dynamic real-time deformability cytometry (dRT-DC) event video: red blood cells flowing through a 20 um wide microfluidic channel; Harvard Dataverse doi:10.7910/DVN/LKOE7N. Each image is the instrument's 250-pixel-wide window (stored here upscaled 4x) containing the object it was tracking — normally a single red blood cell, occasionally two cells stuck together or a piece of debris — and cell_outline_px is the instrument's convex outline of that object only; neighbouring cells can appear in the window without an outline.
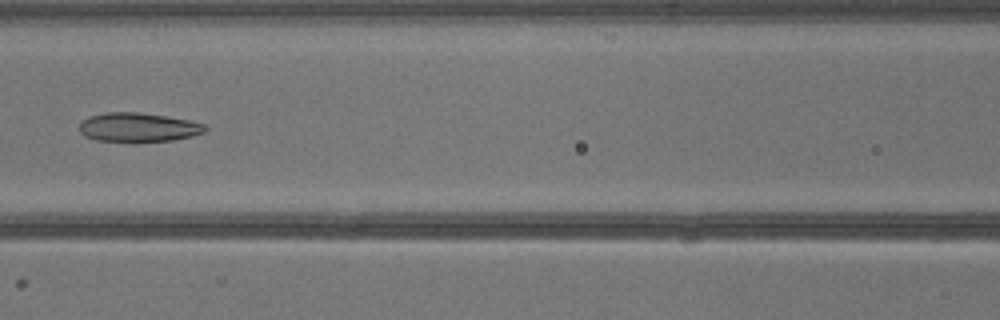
{"species": "common noctule bat (a hibernating species)", "species_latin": "Nyctalus noctula", "temperature_condition": "warm", "stored_images_in_passage": 41, "camera_frame_rate_fps": 3000, "um_per_image_px": 0.085, "animal": {"sex": "male", "body_mass_g": 13.3}, "frame": {"image": 1, "passage_image": 19, "time_ms": 6.0, "image_size_px": [1000, 320], "cell_outline_px": [[208, 128], [204, 132], [192, 136], [172, 140], [132, 144], [96, 140], [84, 136], [80, 132], [80, 124], [88, 116], [104, 112], [136, 112], [164, 116], [188, 120], [204, 124]], "centroid_in_image_um": [11.72, 10.86], "position_along_channel_um": 154.9, "area_um2": 21.85}}
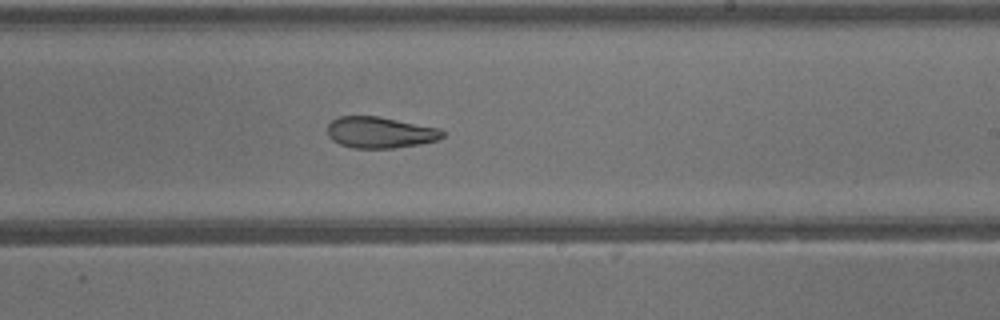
{"frame": {"image": 2, "passage_image": 25, "time_ms": 8.0, "image_size_px": [1000, 320], "cell_outline_px": [[444, 136], [436, 140], [420, 144], [392, 148], [352, 148], [340, 144], [332, 140], [328, 136], [328, 124], [332, 120], [340, 116], [376, 116], [440, 128], [444, 132]], "centroid_in_image_um": [32.29, 11.26], "position_along_channel_um": 256.7, "area_um2": 20.87}}
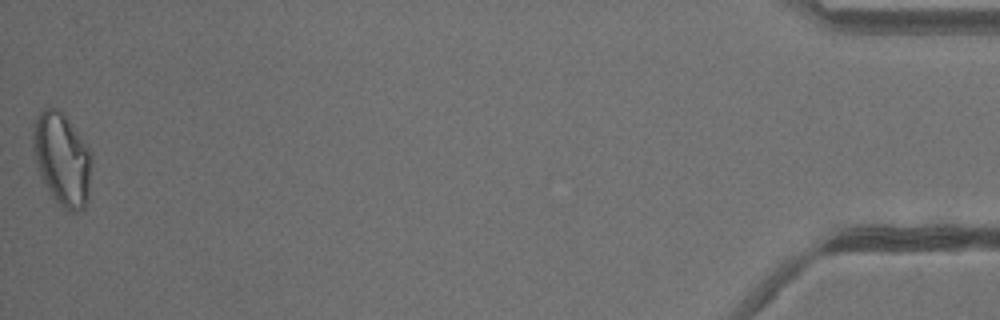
{"frame": {"image": 3, "passage_image": 41, "time_ms": 13.333, "image_size_px": [1000, 320], "cell_outline_px": [[92, 164], [88, 200], [84, 208], [76, 212], [68, 212], [52, 196], [40, 176], [36, 164], [32, 148], [32, 124], [40, 112], [44, 108], [56, 108], [68, 120], [92, 152]], "centroid_in_image_um": [5.27, 13.54], "position_along_channel_um": 429.9, "area_um2": 31.85}}